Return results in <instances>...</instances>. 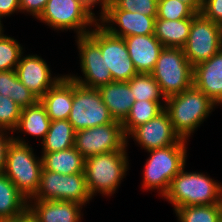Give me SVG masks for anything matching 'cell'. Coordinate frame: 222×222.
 Returning a JSON list of instances; mask_svg holds the SVG:
<instances>
[{"mask_svg": "<svg viewBox=\"0 0 222 222\" xmlns=\"http://www.w3.org/2000/svg\"><path fill=\"white\" fill-rule=\"evenodd\" d=\"M216 105L194 85L179 94L167 97L164 104L174 130L186 140Z\"/></svg>", "mask_w": 222, "mask_h": 222, "instance_id": "cell-1", "label": "cell"}, {"mask_svg": "<svg viewBox=\"0 0 222 222\" xmlns=\"http://www.w3.org/2000/svg\"><path fill=\"white\" fill-rule=\"evenodd\" d=\"M174 210L183 206L219 204L222 184L203 173L185 172L184 168L172 179L164 196Z\"/></svg>", "mask_w": 222, "mask_h": 222, "instance_id": "cell-2", "label": "cell"}, {"mask_svg": "<svg viewBox=\"0 0 222 222\" xmlns=\"http://www.w3.org/2000/svg\"><path fill=\"white\" fill-rule=\"evenodd\" d=\"M126 155L125 147L120 151L101 153L85 159L86 186L91 197L97 192L107 196L115 193L129 166Z\"/></svg>", "mask_w": 222, "mask_h": 222, "instance_id": "cell-3", "label": "cell"}, {"mask_svg": "<svg viewBox=\"0 0 222 222\" xmlns=\"http://www.w3.org/2000/svg\"><path fill=\"white\" fill-rule=\"evenodd\" d=\"M42 168V159L35 157L32 147L19 137L13 138L8 147L4 174L28 200L39 188Z\"/></svg>", "mask_w": 222, "mask_h": 222, "instance_id": "cell-4", "label": "cell"}, {"mask_svg": "<svg viewBox=\"0 0 222 222\" xmlns=\"http://www.w3.org/2000/svg\"><path fill=\"white\" fill-rule=\"evenodd\" d=\"M186 139H181L174 145L152 149L148 152L143 176L144 189H158L163 197L169 190L172 179L185 168Z\"/></svg>", "mask_w": 222, "mask_h": 222, "instance_id": "cell-5", "label": "cell"}, {"mask_svg": "<svg viewBox=\"0 0 222 222\" xmlns=\"http://www.w3.org/2000/svg\"><path fill=\"white\" fill-rule=\"evenodd\" d=\"M165 98L179 94L193 85V66L183 48L164 47L150 73Z\"/></svg>", "mask_w": 222, "mask_h": 222, "instance_id": "cell-6", "label": "cell"}, {"mask_svg": "<svg viewBox=\"0 0 222 222\" xmlns=\"http://www.w3.org/2000/svg\"><path fill=\"white\" fill-rule=\"evenodd\" d=\"M84 0H48L39 20L54 30H75L77 36L87 35L98 19Z\"/></svg>", "mask_w": 222, "mask_h": 222, "instance_id": "cell-7", "label": "cell"}, {"mask_svg": "<svg viewBox=\"0 0 222 222\" xmlns=\"http://www.w3.org/2000/svg\"><path fill=\"white\" fill-rule=\"evenodd\" d=\"M31 199L28 203L33 200H59L84 206L92 197L87 190L85 173L63 175L42 169L39 188Z\"/></svg>", "mask_w": 222, "mask_h": 222, "instance_id": "cell-8", "label": "cell"}, {"mask_svg": "<svg viewBox=\"0 0 222 222\" xmlns=\"http://www.w3.org/2000/svg\"><path fill=\"white\" fill-rule=\"evenodd\" d=\"M68 120L75 132L115 122L99 89L82 86L74 80L73 103Z\"/></svg>", "mask_w": 222, "mask_h": 222, "instance_id": "cell-9", "label": "cell"}, {"mask_svg": "<svg viewBox=\"0 0 222 222\" xmlns=\"http://www.w3.org/2000/svg\"><path fill=\"white\" fill-rule=\"evenodd\" d=\"M87 35L100 47L113 81L127 82L138 74L128 54L124 38L113 36L100 23Z\"/></svg>", "mask_w": 222, "mask_h": 222, "instance_id": "cell-10", "label": "cell"}, {"mask_svg": "<svg viewBox=\"0 0 222 222\" xmlns=\"http://www.w3.org/2000/svg\"><path fill=\"white\" fill-rule=\"evenodd\" d=\"M222 49V26L201 13L193 17L188 40L183 47L187 60L194 67L209 60Z\"/></svg>", "mask_w": 222, "mask_h": 222, "instance_id": "cell-11", "label": "cell"}, {"mask_svg": "<svg viewBox=\"0 0 222 222\" xmlns=\"http://www.w3.org/2000/svg\"><path fill=\"white\" fill-rule=\"evenodd\" d=\"M122 122L98 125L75 132L74 147L86 159L101 153L120 151L127 147Z\"/></svg>", "mask_w": 222, "mask_h": 222, "instance_id": "cell-12", "label": "cell"}, {"mask_svg": "<svg viewBox=\"0 0 222 222\" xmlns=\"http://www.w3.org/2000/svg\"><path fill=\"white\" fill-rule=\"evenodd\" d=\"M76 41L80 55V68L85 78L71 74L68 77L82 86L95 89L113 82L100 47L88 35L78 36Z\"/></svg>", "mask_w": 222, "mask_h": 222, "instance_id": "cell-13", "label": "cell"}, {"mask_svg": "<svg viewBox=\"0 0 222 222\" xmlns=\"http://www.w3.org/2000/svg\"><path fill=\"white\" fill-rule=\"evenodd\" d=\"M100 14L98 20L100 25L113 36L125 38L155 33L156 16H146L139 12L125 10H102ZM114 24H117L119 30L113 26Z\"/></svg>", "mask_w": 222, "mask_h": 222, "instance_id": "cell-14", "label": "cell"}, {"mask_svg": "<svg viewBox=\"0 0 222 222\" xmlns=\"http://www.w3.org/2000/svg\"><path fill=\"white\" fill-rule=\"evenodd\" d=\"M130 135L146 151L168 147L182 139L174 130L169 114L165 109L145 124L136 127Z\"/></svg>", "mask_w": 222, "mask_h": 222, "instance_id": "cell-15", "label": "cell"}, {"mask_svg": "<svg viewBox=\"0 0 222 222\" xmlns=\"http://www.w3.org/2000/svg\"><path fill=\"white\" fill-rule=\"evenodd\" d=\"M16 66L18 79L40 99L62 77H53L47 63L38 55H21Z\"/></svg>", "mask_w": 222, "mask_h": 222, "instance_id": "cell-16", "label": "cell"}, {"mask_svg": "<svg viewBox=\"0 0 222 222\" xmlns=\"http://www.w3.org/2000/svg\"><path fill=\"white\" fill-rule=\"evenodd\" d=\"M82 206L73 201L34 200L28 203V215L34 222H81Z\"/></svg>", "mask_w": 222, "mask_h": 222, "instance_id": "cell-17", "label": "cell"}, {"mask_svg": "<svg viewBox=\"0 0 222 222\" xmlns=\"http://www.w3.org/2000/svg\"><path fill=\"white\" fill-rule=\"evenodd\" d=\"M193 85L214 103L222 104V49L193 67Z\"/></svg>", "mask_w": 222, "mask_h": 222, "instance_id": "cell-18", "label": "cell"}, {"mask_svg": "<svg viewBox=\"0 0 222 222\" xmlns=\"http://www.w3.org/2000/svg\"><path fill=\"white\" fill-rule=\"evenodd\" d=\"M124 41L136 71L150 74L164 46L154 34L128 36Z\"/></svg>", "mask_w": 222, "mask_h": 222, "instance_id": "cell-19", "label": "cell"}, {"mask_svg": "<svg viewBox=\"0 0 222 222\" xmlns=\"http://www.w3.org/2000/svg\"><path fill=\"white\" fill-rule=\"evenodd\" d=\"M39 100L45 106L51 121L67 120L73 103V80L62 75Z\"/></svg>", "mask_w": 222, "mask_h": 222, "instance_id": "cell-20", "label": "cell"}, {"mask_svg": "<svg viewBox=\"0 0 222 222\" xmlns=\"http://www.w3.org/2000/svg\"><path fill=\"white\" fill-rule=\"evenodd\" d=\"M104 104L115 121L123 122L135 102L128 82L113 81L99 88Z\"/></svg>", "mask_w": 222, "mask_h": 222, "instance_id": "cell-21", "label": "cell"}, {"mask_svg": "<svg viewBox=\"0 0 222 222\" xmlns=\"http://www.w3.org/2000/svg\"><path fill=\"white\" fill-rule=\"evenodd\" d=\"M28 215V199L0 173V221L14 222Z\"/></svg>", "mask_w": 222, "mask_h": 222, "instance_id": "cell-22", "label": "cell"}, {"mask_svg": "<svg viewBox=\"0 0 222 222\" xmlns=\"http://www.w3.org/2000/svg\"><path fill=\"white\" fill-rule=\"evenodd\" d=\"M42 169L63 175L84 173L85 158L73 146L66 150L43 153Z\"/></svg>", "mask_w": 222, "mask_h": 222, "instance_id": "cell-23", "label": "cell"}, {"mask_svg": "<svg viewBox=\"0 0 222 222\" xmlns=\"http://www.w3.org/2000/svg\"><path fill=\"white\" fill-rule=\"evenodd\" d=\"M193 18L155 20V37L164 47L183 48L188 40Z\"/></svg>", "mask_w": 222, "mask_h": 222, "instance_id": "cell-24", "label": "cell"}, {"mask_svg": "<svg viewBox=\"0 0 222 222\" xmlns=\"http://www.w3.org/2000/svg\"><path fill=\"white\" fill-rule=\"evenodd\" d=\"M50 122L45 106L38 100L34 105L21 109L20 120L15 130L24 131L43 140Z\"/></svg>", "mask_w": 222, "mask_h": 222, "instance_id": "cell-25", "label": "cell"}, {"mask_svg": "<svg viewBox=\"0 0 222 222\" xmlns=\"http://www.w3.org/2000/svg\"><path fill=\"white\" fill-rule=\"evenodd\" d=\"M75 130L69 120L50 122L49 130L42 140V153L66 150L74 146Z\"/></svg>", "mask_w": 222, "mask_h": 222, "instance_id": "cell-26", "label": "cell"}, {"mask_svg": "<svg viewBox=\"0 0 222 222\" xmlns=\"http://www.w3.org/2000/svg\"><path fill=\"white\" fill-rule=\"evenodd\" d=\"M0 94L9 97L21 108L34 105L39 100L18 79L15 70L0 71Z\"/></svg>", "mask_w": 222, "mask_h": 222, "instance_id": "cell-27", "label": "cell"}, {"mask_svg": "<svg viewBox=\"0 0 222 222\" xmlns=\"http://www.w3.org/2000/svg\"><path fill=\"white\" fill-rule=\"evenodd\" d=\"M165 109L161 101H135L131 106L130 112L122 122L124 134L129 138V134L138 126L145 124L153 119Z\"/></svg>", "mask_w": 222, "mask_h": 222, "instance_id": "cell-28", "label": "cell"}, {"mask_svg": "<svg viewBox=\"0 0 222 222\" xmlns=\"http://www.w3.org/2000/svg\"><path fill=\"white\" fill-rule=\"evenodd\" d=\"M135 101H160L165 103V96L162 94L159 84L151 74L138 73L127 81ZM163 99H162V98Z\"/></svg>", "mask_w": 222, "mask_h": 222, "instance_id": "cell-29", "label": "cell"}, {"mask_svg": "<svg viewBox=\"0 0 222 222\" xmlns=\"http://www.w3.org/2000/svg\"><path fill=\"white\" fill-rule=\"evenodd\" d=\"M175 213L180 222H220L219 204L178 207Z\"/></svg>", "mask_w": 222, "mask_h": 222, "instance_id": "cell-30", "label": "cell"}, {"mask_svg": "<svg viewBox=\"0 0 222 222\" xmlns=\"http://www.w3.org/2000/svg\"><path fill=\"white\" fill-rule=\"evenodd\" d=\"M23 48L7 35L0 37V71L15 70L23 54Z\"/></svg>", "mask_w": 222, "mask_h": 222, "instance_id": "cell-31", "label": "cell"}, {"mask_svg": "<svg viewBox=\"0 0 222 222\" xmlns=\"http://www.w3.org/2000/svg\"><path fill=\"white\" fill-rule=\"evenodd\" d=\"M158 0H108L103 10H125L157 16Z\"/></svg>", "mask_w": 222, "mask_h": 222, "instance_id": "cell-32", "label": "cell"}, {"mask_svg": "<svg viewBox=\"0 0 222 222\" xmlns=\"http://www.w3.org/2000/svg\"><path fill=\"white\" fill-rule=\"evenodd\" d=\"M196 13L179 0H158L156 19L181 20L193 18Z\"/></svg>", "mask_w": 222, "mask_h": 222, "instance_id": "cell-33", "label": "cell"}, {"mask_svg": "<svg viewBox=\"0 0 222 222\" xmlns=\"http://www.w3.org/2000/svg\"><path fill=\"white\" fill-rule=\"evenodd\" d=\"M21 107L9 97L0 94V129L16 132L21 114ZM12 130V131H11Z\"/></svg>", "mask_w": 222, "mask_h": 222, "instance_id": "cell-34", "label": "cell"}, {"mask_svg": "<svg viewBox=\"0 0 222 222\" xmlns=\"http://www.w3.org/2000/svg\"><path fill=\"white\" fill-rule=\"evenodd\" d=\"M200 13L210 21L222 26V0H203Z\"/></svg>", "mask_w": 222, "mask_h": 222, "instance_id": "cell-35", "label": "cell"}, {"mask_svg": "<svg viewBox=\"0 0 222 222\" xmlns=\"http://www.w3.org/2000/svg\"><path fill=\"white\" fill-rule=\"evenodd\" d=\"M48 0H20V11H26L38 19L43 13Z\"/></svg>", "mask_w": 222, "mask_h": 222, "instance_id": "cell-36", "label": "cell"}, {"mask_svg": "<svg viewBox=\"0 0 222 222\" xmlns=\"http://www.w3.org/2000/svg\"><path fill=\"white\" fill-rule=\"evenodd\" d=\"M4 132L7 133L6 130L0 129V173H4L5 166H6V158H7V151L10 143L13 141V136H9Z\"/></svg>", "mask_w": 222, "mask_h": 222, "instance_id": "cell-37", "label": "cell"}, {"mask_svg": "<svg viewBox=\"0 0 222 222\" xmlns=\"http://www.w3.org/2000/svg\"><path fill=\"white\" fill-rule=\"evenodd\" d=\"M15 11L20 12V0H0V17L9 16Z\"/></svg>", "mask_w": 222, "mask_h": 222, "instance_id": "cell-38", "label": "cell"}, {"mask_svg": "<svg viewBox=\"0 0 222 222\" xmlns=\"http://www.w3.org/2000/svg\"><path fill=\"white\" fill-rule=\"evenodd\" d=\"M187 4L196 14L201 12L203 0H179Z\"/></svg>", "mask_w": 222, "mask_h": 222, "instance_id": "cell-39", "label": "cell"}, {"mask_svg": "<svg viewBox=\"0 0 222 222\" xmlns=\"http://www.w3.org/2000/svg\"><path fill=\"white\" fill-rule=\"evenodd\" d=\"M84 1L87 2L92 8H94L95 4L97 5L100 2V5L102 6L101 7L102 11L108 0H84Z\"/></svg>", "mask_w": 222, "mask_h": 222, "instance_id": "cell-40", "label": "cell"}, {"mask_svg": "<svg viewBox=\"0 0 222 222\" xmlns=\"http://www.w3.org/2000/svg\"><path fill=\"white\" fill-rule=\"evenodd\" d=\"M14 222H34V221L32 220V218L29 215H27L24 218L16 220Z\"/></svg>", "mask_w": 222, "mask_h": 222, "instance_id": "cell-41", "label": "cell"}, {"mask_svg": "<svg viewBox=\"0 0 222 222\" xmlns=\"http://www.w3.org/2000/svg\"><path fill=\"white\" fill-rule=\"evenodd\" d=\"M220 222H222V200L219 203Z\"/></svg>", "mask_w": 222, "mask_h": 222, "instance_id": "cell-42", "label": "cell"}, {"mask_svg": "<svg viewBox=\"0 0 222 222\" xmlns=\"http://www.w3.org/2000/svg\"><path fill=\"white\" fill-rule=\"evenodd\" d=\"M3 25H2V23H1V17H0V37L1 36H3L4 34H3Z\"/></svg>", "mask_w": 222, "mask_h": 222, "instance_id": "cell-43", "label": "cell"}]
</instances>
